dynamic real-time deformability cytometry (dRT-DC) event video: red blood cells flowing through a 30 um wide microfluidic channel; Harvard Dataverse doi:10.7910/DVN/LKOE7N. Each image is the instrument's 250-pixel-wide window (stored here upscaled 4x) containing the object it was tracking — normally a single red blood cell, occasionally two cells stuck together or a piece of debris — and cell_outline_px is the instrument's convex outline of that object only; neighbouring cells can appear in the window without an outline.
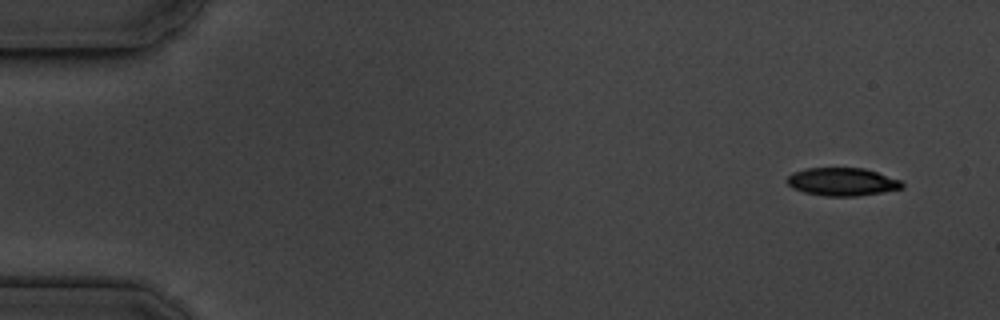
{"species": "common noctule bat (a hibernating species)", "species_latin": "Nyctalus noctula", "temperature_condition": "cold", "stored_images_in_passage": 53, "camera_frame_rate_fps": 3000, "um_per_image_px": 0.085, "animal": {"sex": "male", "body_mass_g": 19.5, "forearm_length_mm": 54.6}, "frame": {"image": 1, "passage_image": 1, "time_ms": 0.0, "image_size_px": [1000, 320], "cell_outline_px": [[904, 188], [856, 196], [824, 196], [804, 192], [792, 188], [784, 180], [792, 172], [808, 168], [864, 168], [900, 180], [904, 184]], "centroid_in_image_um": [71.54, 15.45], "position_along_channel_um": 13.5, "area_um2": 18.73}}
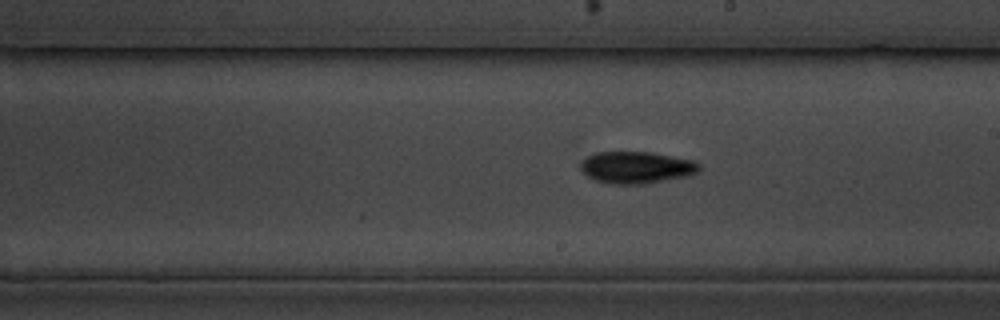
{"frame": {"image": 2, "passage_image": 29, "time_ms": 9.333, "image_size_px": [1000, 320], "cell_outline_px": [[700, 168], [696, 172], [688, 176], [640, 184], [612, 184], [596, 180], [588, 176], [580, 168], [580, 164], [588, 156], [596, 152], [648, 152], [672, 156], [692, 160], [700, 164]], "centroid_in_image_um": [54.09, 14.23], "position_along_channel_um": 234.9, "area_um2": 21.73}}
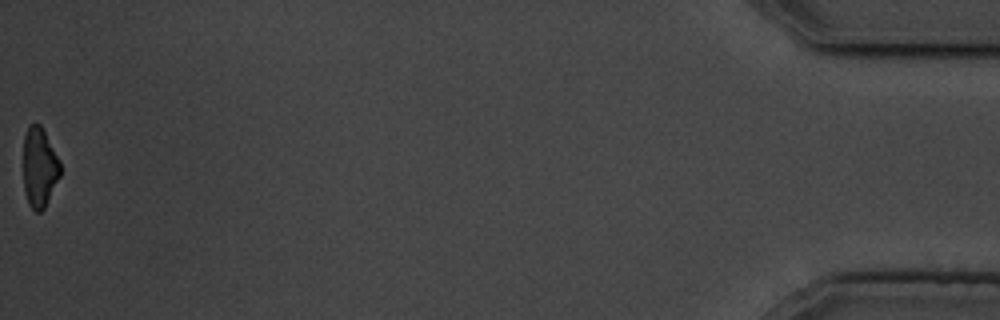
{"frame": {"image": 3, "passage_image": 53, "time_ms": 17.333, "image_size_px": [1000, 320], "cell_outline_px": [[60, 176], [44, 208], [40, 212], [36, 212], [28, 204], [24, 192], [24, 136], [28, 124], [40, 124], [60, 160]], "centroid_in_image_um": [3.34, 14.23], "position_along_channel_um": 431.9, "area_um2": 17.11}, "authors_computed_cell_mechanics": {"area_um2": 19.8832, "velocity_mm_per_s": 3.6455, "shape_relaxation_time_tau1_ms": 2.803, "shape_relaxation_time_tau2_ms": 9.2118, "deformation_change_tau1": 0.1078, "deformation_change_tau2": 0.1922}}